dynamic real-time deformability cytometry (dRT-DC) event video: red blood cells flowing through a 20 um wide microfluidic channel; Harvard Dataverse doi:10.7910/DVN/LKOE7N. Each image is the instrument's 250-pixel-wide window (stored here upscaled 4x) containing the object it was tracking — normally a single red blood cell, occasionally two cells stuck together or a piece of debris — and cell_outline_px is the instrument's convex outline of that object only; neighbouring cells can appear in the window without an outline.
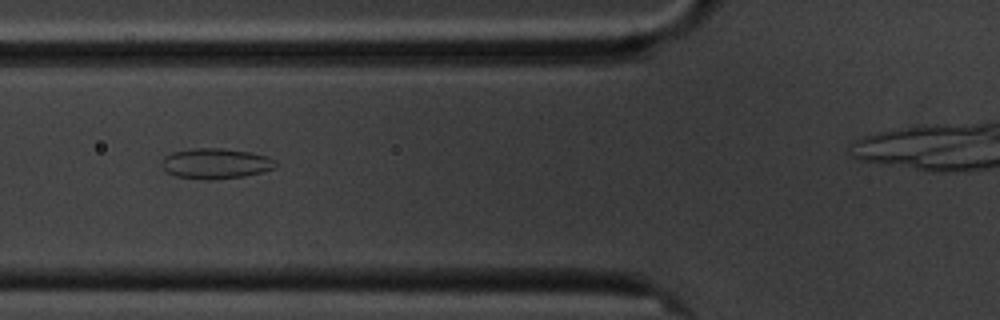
{"species": "common noctule bat (a hibernating species)", "species_latin": "Nyctalus noctula", "temperature_condition": "cold", "stored_images_in_passage": 6, "camera_frame_rate_fps": 3000, "um_per_image_px": 0.085, "animal": {"sex": "male", "body_mass_g": 20.1, "forearm_length_mm": 53.5}, "frame": {"image": 1, "passage_image": 2, "time_ms": 1.333, "image_size_px": [1000, 320], "cell_outline_px": [[276, 168], [244, 176], [212, 180], [208, 180], [176, 176], [168, 172], [160, 164], [160, 160], [164, 156], [172, 152], [192, 148], [224, 148], [252, 152], [268, 156], [276, 160]], "centroid_in_image_um": [18.33, 13.88], "position_along_channel_um": 107.5, "area_um2": 20.4}}
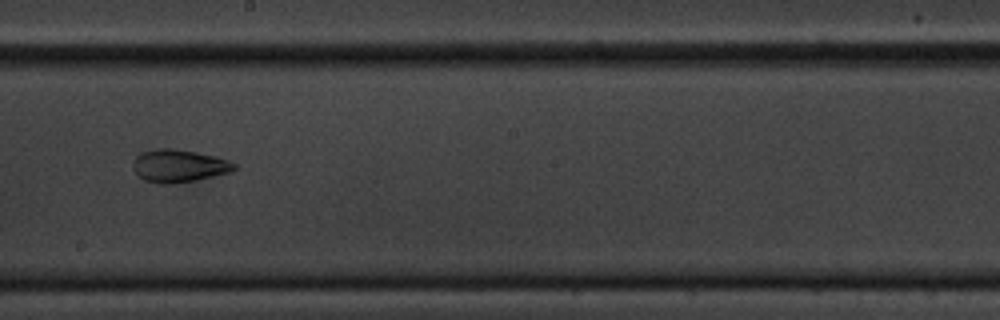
{"frame": {"image": 2, "passage_image": 5, "time_ms": 5.0, "image_size_px": [1000, 320], "cell_outline_px": [[236, 168], [232, 172], [196, 180], [176, 184], [164, 184], [144, 180], [136, 172], [132, 164], [136, 156], [140, 152], [152, 148], [172, 148], [196, 152], [228, 160], [236, 164]], "centroid_in_image_um": [15.19, 14.09], "position_along_channel_um": 233.0, "area_um2": 19.36}}